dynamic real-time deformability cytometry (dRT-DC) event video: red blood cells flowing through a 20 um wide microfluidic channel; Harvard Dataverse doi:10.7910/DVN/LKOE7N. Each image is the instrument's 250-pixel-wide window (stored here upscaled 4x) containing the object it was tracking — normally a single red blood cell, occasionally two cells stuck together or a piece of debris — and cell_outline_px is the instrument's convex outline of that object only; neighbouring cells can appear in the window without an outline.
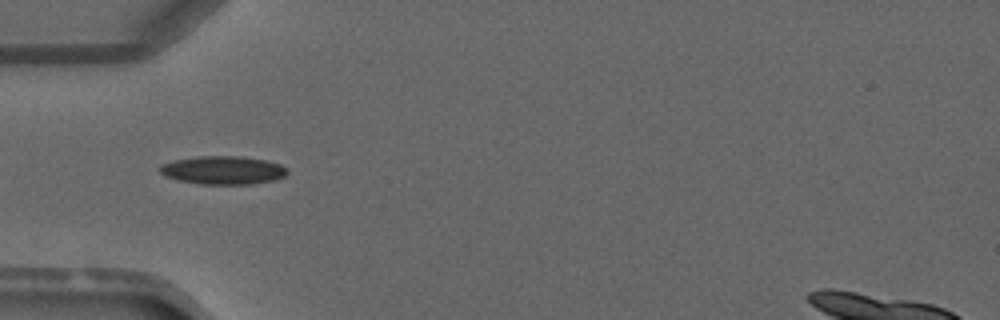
{"species": "common noctule bat (a hibernating species)", "species_latin": "Nyctalus noctula", "temperature_condition": "warm", "stored_images_in_passage": 3, "camera_frame_rate_fps": 3000, "um_per_image_px": 0.085, "animal": {"sex": "male", "forearm_length_mm": 52.5}, "frame": {"image": 1, "passage_image": 1, "time_ms": 0.0, "image_size_px": [1000, 320], "cell_outline_px": [[288, 172], [284, 176], [276, 180], [248, 184], [200, 184], [180, 180], [168, 176], [160, 172], [156, 168], [160, 164], [172, 160], [196, 156], [240, 156], [264, 160], [280, 164], [288, 168]], "centroid_in_image_um": [18.94, 14.45], "position_along_channel_um": 66.1, "area_um2": 21.1}}